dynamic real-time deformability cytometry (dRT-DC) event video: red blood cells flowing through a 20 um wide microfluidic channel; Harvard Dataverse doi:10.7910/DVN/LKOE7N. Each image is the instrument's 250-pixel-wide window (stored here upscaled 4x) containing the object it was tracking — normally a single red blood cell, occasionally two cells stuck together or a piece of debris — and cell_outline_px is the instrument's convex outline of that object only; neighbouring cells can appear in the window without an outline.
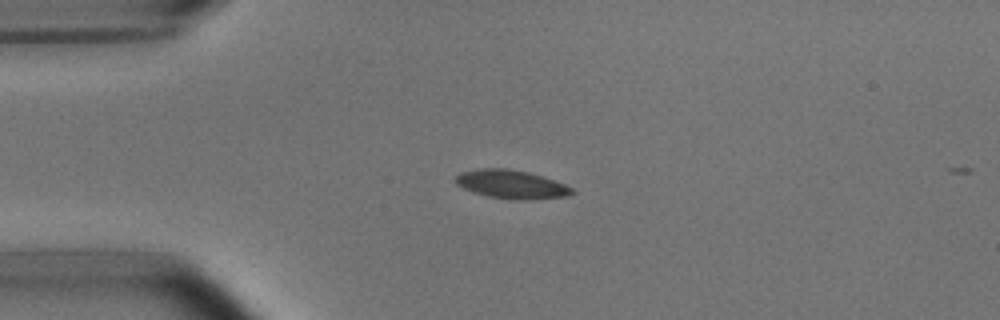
{"species": "common noctule bat (a hibernating species)", "species_latin": "Nyctalus noctula", "temperature_condition": "room temperature", "stored_images_in_passage": 3, "camera_frame_rate_fps": 3000, "um_per_image_px": 0.085, "animal": {"sex": "male", "body_mass_g": 15.6}, "frame": {"image": 1, "passage_image": 3, "time_ms": 2.333, "image_size_px": [1000, 320], "cell_outline_px": [[576, 192], [564, 196], [488, 196], [472, 192], [456, 184], [456, 176], [460, 172], [480, 168], [504, 168], [528, 172], [564, 184], [572, 188]], "centroid_in_image_um": [43.35, 15.59], "position_along_channel_um": 41.6, "area_um2": 17.86}}